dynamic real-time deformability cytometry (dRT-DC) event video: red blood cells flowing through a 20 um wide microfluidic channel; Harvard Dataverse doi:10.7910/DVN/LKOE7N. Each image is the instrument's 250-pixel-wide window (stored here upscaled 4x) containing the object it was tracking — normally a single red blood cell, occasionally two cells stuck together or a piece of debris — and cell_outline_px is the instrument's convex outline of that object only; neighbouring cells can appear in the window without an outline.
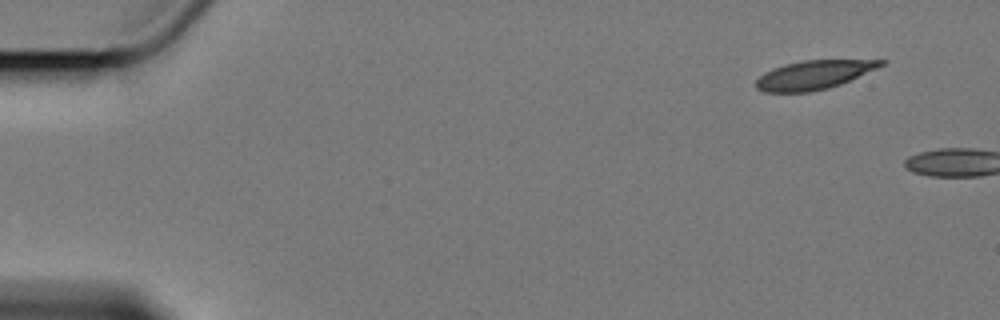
{"species": "Egyptian fruit bat (a non-hibernating species)", "species_latin": "Rousettus aegyptiacus", "temperature_condition": "cold", "stored_images_in_passage": 2, "camera_frame_rate_fps": 3000, "um_per_image_px": 0.085, "animal": {"sex": "female"}, "frame": {"image": 1, "passage_image": 1, "time_ms": 0.0, "image_size_px": [1000, 320], "cell_outline_px": [[888, 60], [884, 64], [876, 68], [840, 84], [828, 88], [812, 92], [764, 92], [756, 88], [756, 80], [764, 72], [772, 68], [784, 64], [804, 60]], "centroid_in_image_um": [69.12, 6.37], "position_along_channel_um": 15.9, "area_um2": 20.81}}